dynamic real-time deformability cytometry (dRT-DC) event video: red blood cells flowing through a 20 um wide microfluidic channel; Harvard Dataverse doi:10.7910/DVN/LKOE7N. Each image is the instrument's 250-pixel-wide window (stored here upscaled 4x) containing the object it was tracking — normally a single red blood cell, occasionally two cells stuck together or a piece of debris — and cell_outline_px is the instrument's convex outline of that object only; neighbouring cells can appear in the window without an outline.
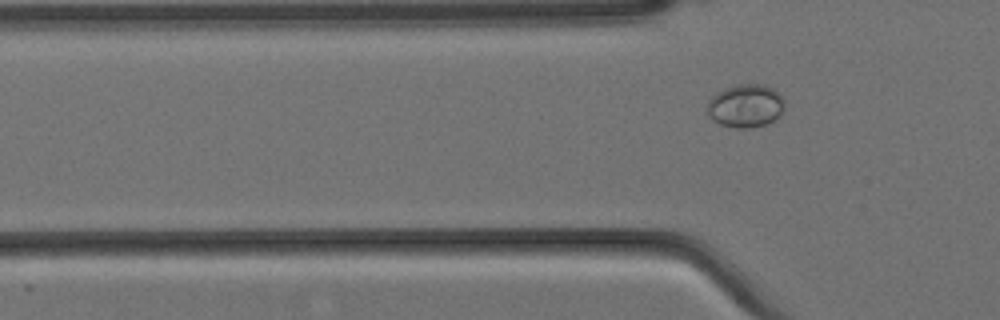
{"species": "Egyptian fruit bat (a non-hibernating species)", "species_latin": "Rousettus aegyptiacus", "temperature_condition": "cold", "stored_images_in_passage": 6, "camera_frame_rate_fps": 3000, "um_per_image_px": 0.085, "animal": {"sex": "female"}, "frame": {"image": 1, "passage_image": 6, "time_ms": 1.667, "image_size_px": [1000, 320], "cell_outline_px": [[784, 108], [780, 116], [776, 120], [768, 124], [752, 128], [736, 128], [720, 124], [712, 120], [708, 116], [708, 100], [716, 92], [724, 88], [736, 84], [764, 84], [780, 92], [784, 100]], "centroid_in_image_um": [63.4, 9.0], "position_along_channel_um": 62.4, "area_um2": 19.94}}